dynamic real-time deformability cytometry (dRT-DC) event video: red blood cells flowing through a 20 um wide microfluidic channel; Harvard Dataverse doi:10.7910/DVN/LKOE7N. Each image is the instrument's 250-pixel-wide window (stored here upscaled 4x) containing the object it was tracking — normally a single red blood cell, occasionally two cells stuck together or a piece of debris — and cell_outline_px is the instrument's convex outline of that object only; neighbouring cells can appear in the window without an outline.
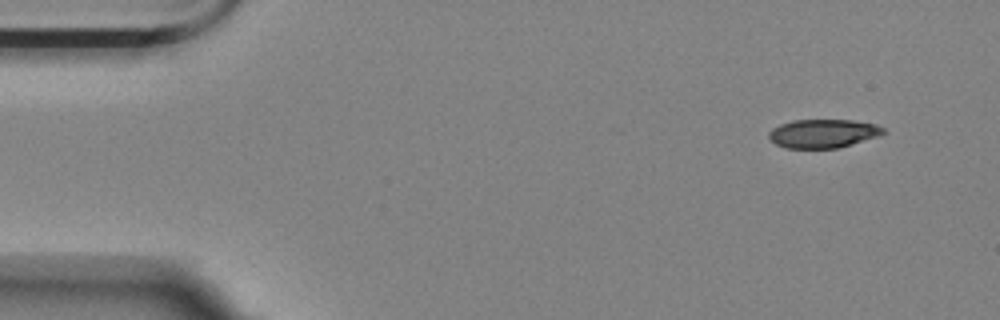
{"species": "Egyptian fruit bat (a non-hibernating species)", "species_latin": "Rousettus aegyptiacus", "temperature_condition": "room temperature", "stored_images_in_passage": 4, "camera_frame_rate_fps": 3000, "um_per_image_px": 0.085, "animal": {"sex": "female"}, "frame": {"image": 1, "passage_image": 4, "time_ms": 4.667, "image_size_px": [1000, 320], "cell_outline_px": [[888, 132], [880, 136], [840, 148], [784, 148], [776, 144], [768, 136], [768, 132], [772, 128], [780, 124], [792, 120], [852, 120], [876, 124], [884, 128]], "centroid_in_image_um": [70.0, 11.35], "position_along_channel_um": 15.0, "area_um2": 19.36}}